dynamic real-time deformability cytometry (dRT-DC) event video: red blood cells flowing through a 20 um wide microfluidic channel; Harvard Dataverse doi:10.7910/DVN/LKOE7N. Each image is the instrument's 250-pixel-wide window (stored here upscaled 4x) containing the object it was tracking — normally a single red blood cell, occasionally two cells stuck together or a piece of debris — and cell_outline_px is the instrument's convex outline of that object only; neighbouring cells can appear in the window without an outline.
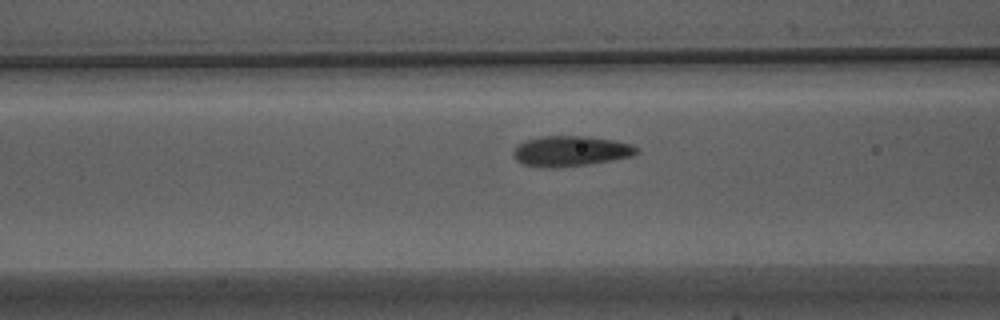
{"species": "Egyptian fruit bat (a non-hibernating species)", "species_latin": "Rousettus aegyptiacus", "temperature_condition": "warm", "stored_images_in_passage": 38, "camera_frame_rate_fps": 3000, "um_per_image_px": 0.085, "animal": {"sex": "male"}, "frame": {"image": 1, "passage_image": 9, "time_ms": 2.667, "image_size_px": [1000, 320], "cell_outline_px": [[640, 152], [632, 156], [612, 160], [588, 164], [552, 168], [540, 168], [524, 164], [516, 160], [512, 152], [520, 144], [528, 140], [544, 136], [584, 136], [612, 140], [632, 144]], "centroid_in_image_um": [48.51, 12.85], "position_along_channel_um": 118.1, "area_um2": 21.62}}
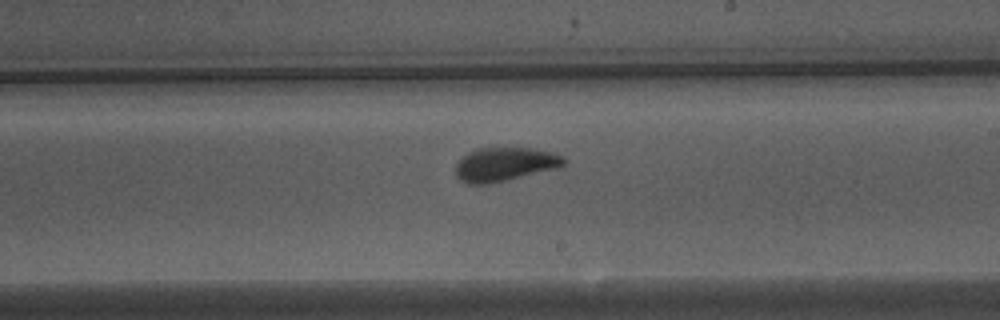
{"frame": {"image": 2, "passage_image": 19, "time_ms": 6.0, "image_size_px": [1000, 320], "cell_outline_px": [[568, 160], [560, 168], [488, 184], [468, 184], [460, 180], [456, 176], [456, 164], [468, 152], [476, 148], [528, 148], [552, 152]], "centroid_in_image_um": [42.91, 13.97], "position_along_channel_um": 246.1, "area_um2": 21.27}}
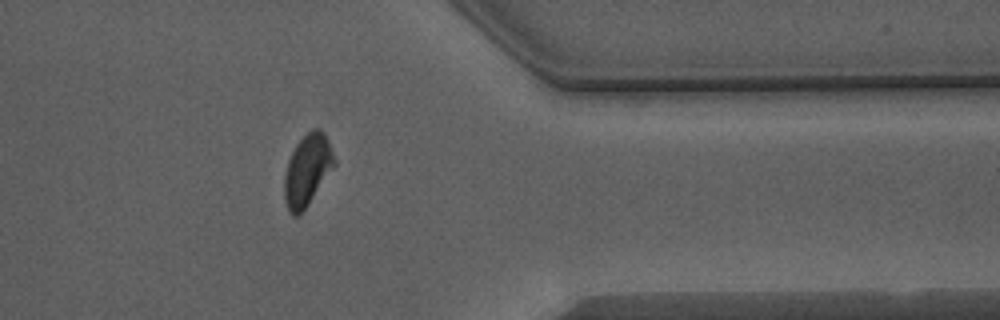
{"frame": {"image": 3, "passage_image": 31, "time_ms": 10.0, "image_size_px": [1000, 320], "cell_outline_px": [[336, 164], [300, 216], [292, 216], [284, 200], [284, 176], [288, 160], [296, 144], [312, 128], [320, 128], [324, 132], [328, 140], [336, 160]], "centroid_in_image_um": [26.12, 14.46], "position_along_channel_um": 385.3, "area_um2": 20.81}, "authors_computed_cell_mechanics": {"area_um2": 21.1548, "velocity_mm_per_s": 3.8447, "shape_relaxation_time_tau1_ms": 3.3378, "shape_relaxation_time_tau2_ms": 0.8867, "deformation_change_tau1": 0.1168, "deformation_change_tau2": 0.0648}}